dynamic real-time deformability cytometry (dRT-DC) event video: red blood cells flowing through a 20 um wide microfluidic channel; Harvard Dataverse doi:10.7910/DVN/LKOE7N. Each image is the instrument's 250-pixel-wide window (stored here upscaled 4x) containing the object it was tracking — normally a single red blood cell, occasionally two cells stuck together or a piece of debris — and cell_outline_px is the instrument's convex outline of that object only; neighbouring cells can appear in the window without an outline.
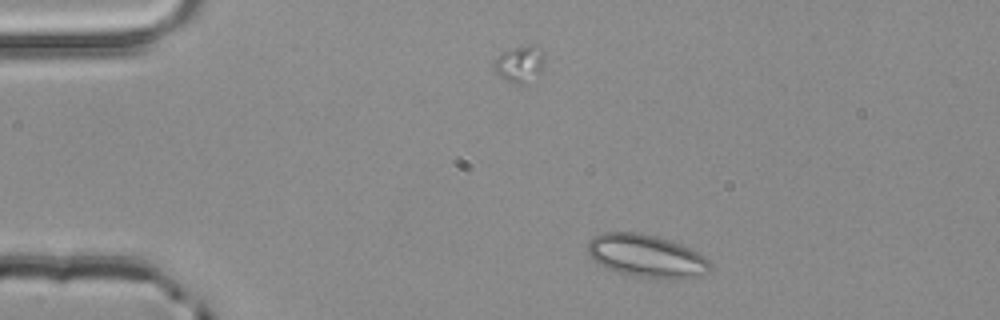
{"species": "common noctule bat (a hibernating species)", "species_latin": "Nyctalus noctula", "temperature_condition": "room temperature", "stored_images_in_passage": 2, "camera_frame_rate_fps": 3000, "um_per_image_px": 0.085, "animal": {"sex": "male", "body_mass_g": 20.4}, "frame": {"image": 1, "passage_image": 1, "time_ms": 0.0, "image_size_px": [1000, 320], "cell_outline_px": [[712, 268], [708, 272], [692, 276], [672, 280], [632, 276], [604, 268], [592, 260], [588, 252], [588, 244], [592, 236], [604, 232], [640, 232], [656, 236], [680, 244], [704, 256], [712, 264]], "centroid_in_image_um": [54.91, 21.76], "position_along_channel_um": 30.1, "area_um2": 30.69}}